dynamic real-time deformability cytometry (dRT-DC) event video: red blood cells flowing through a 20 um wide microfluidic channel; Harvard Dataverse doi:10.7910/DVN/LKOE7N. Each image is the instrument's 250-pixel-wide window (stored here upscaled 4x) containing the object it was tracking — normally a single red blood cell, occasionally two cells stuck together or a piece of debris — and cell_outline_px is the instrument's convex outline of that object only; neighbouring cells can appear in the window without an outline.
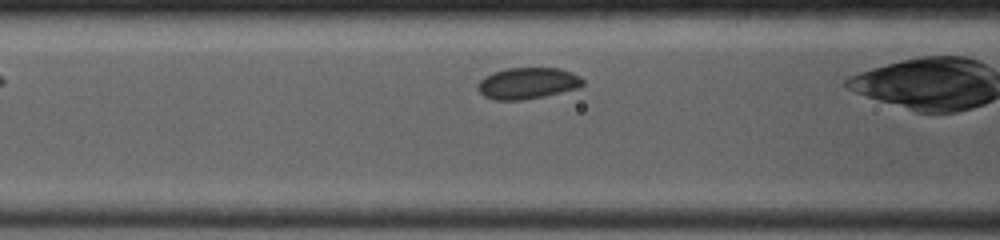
{"species": "common noctule bat (a hibernating species)", "species_latin": "Nyctalus noctula", "temperature_condition": "room temperature", "stored_images_in_passage": 41, "camera_frame_rate_fps": 4000, "um_per_image_px": 0.085, "animal": {"sex": "female", "body_mass_g": 19.0, "forearm_length_mm": 53.3}, "frame": {"image": 1, "passage_image": 3, "time_ms": 0.5, "image_size_px": [1000, 240], "cell_outline_px": [[584, 84], [580, 88], [544, 96], [520, 100], [492, 100], [484, 96], [476, 88], [480, 80], [484, 76], [492, 72], [508, 68], [560, 68], [572, 72], [580, 76], [584, 80]], "centroid_in_image_um": [44.85, 7.07], "position_along_channel_um": 121.7, "area_um2": 19.42}}
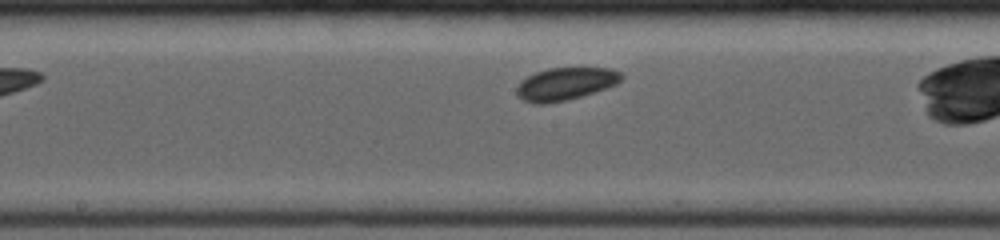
{"frame": {"image": 2, "passage_image": 13, "time_ms": 2.5, "image_size_px": [1000, 240], "cell_outline_px": [[624, 76], [616, 84], [568, 100], [544, 104], [532, 104], [520, 100], [516, 92], [516, 88], [528, 76], [536, 72], [548, 68], [612, 68], [620, 72]], "centroid_in_image_um": [48.03, 7.13], "position_along_channel_um": 200.2, "area_um2": 19.77}}
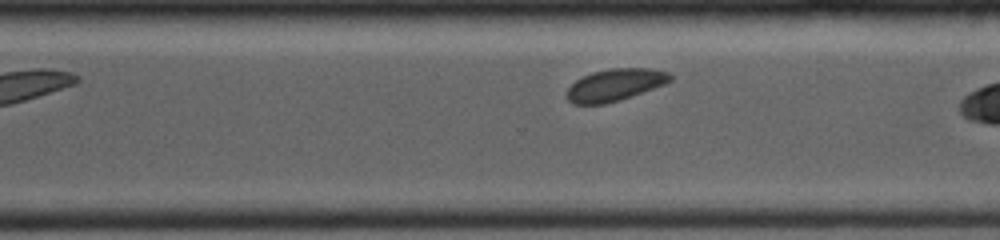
{"frame": {"image": 3, "passage_image": 27, "time_ms": 5.5, "image_size_px": [1000, 240], "cell_outline_px": [[672, 80], [664, 84], [632, 96], [620, 100], [604, 104], [572, 104], [568, 100], [568, 88], [576, 80], [592, 72], [612, 68], [652, 68], [668, 72], [672, 76]], "centroid_in_image_um": [52.29, 7.21], "position_along_channel_um": 318.3, "area_um2": 19.19}}